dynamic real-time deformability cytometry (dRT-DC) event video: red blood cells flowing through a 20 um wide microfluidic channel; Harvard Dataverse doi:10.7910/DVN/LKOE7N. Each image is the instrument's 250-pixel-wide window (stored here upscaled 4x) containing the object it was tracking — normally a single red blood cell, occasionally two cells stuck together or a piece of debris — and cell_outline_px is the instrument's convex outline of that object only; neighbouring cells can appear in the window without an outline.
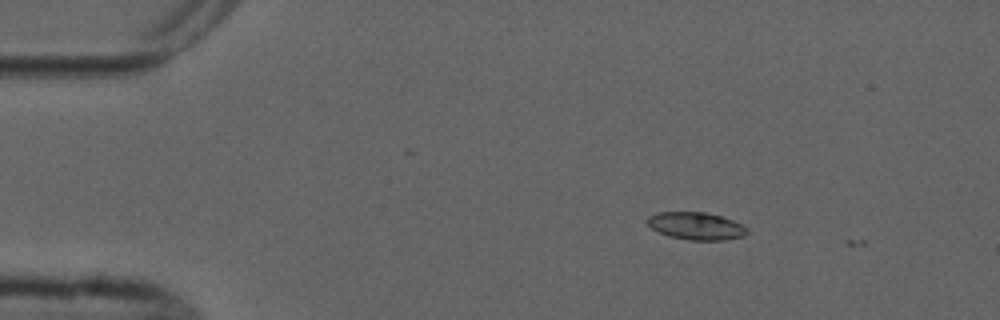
{"species": "common noctule bat (a hibernating species)", "species_latin": "Nyctalus noctula", "temperature_condition": "cold", "stored_images_in_passage": 3, "camera_frame_rate_fps": 3000, "um_per_image_px": 0.085, "animal": {"sex": "male", "forearm_length_mm": 52.5}, "frame": {"image": 1, "passage_image": 2, "time_ms": 1.0, "image_size_px": [1000, 320], "cell_outline_px": [[748, 232], [744, 236], [724, 240], [688, 240], [668, 236], [652, 228], [644, 220], [648, 216], [656, 212], [704, 212], [720, 216], [732, 220], [748, 228]], "centroid_in_image_um": [59.14, 19.21], "position_along_channel_um": 25.9, "area_um2": 16.01}}